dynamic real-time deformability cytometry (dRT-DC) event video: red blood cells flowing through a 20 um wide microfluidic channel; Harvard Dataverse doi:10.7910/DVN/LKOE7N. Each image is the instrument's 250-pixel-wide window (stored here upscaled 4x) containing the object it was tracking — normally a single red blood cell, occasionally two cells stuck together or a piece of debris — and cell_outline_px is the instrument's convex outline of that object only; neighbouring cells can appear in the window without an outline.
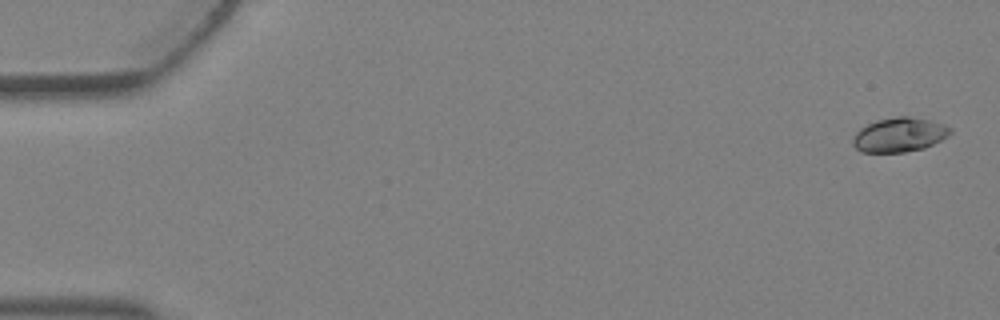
{"species": "Egyptian fruit bat (a non-hibernating species)", "species_latin": "Rousettus aegyptiacus", "temperature_condition": "warm", "stored_images_in_passage": 4, "camera_frame_rate_fps": 3000, "um_per_image_px": 0.085, "animal": {"sex": "female"}, "frame": {"image": 1, "passage_image": 1, "time_ms": 0.0, "image_size_px": [1000, 320], "cell_outline_px": [[952, 132], [948, 136], [924, 148], [904, 152], [860, 152], [852, 144], [852, 140], [856, 132], [860, 128], [876, 120], [896, 116], [908, 116], [928, 120], [944, 124], [952, 128]], "centroid_in_image_um": [76.43, 11.45], "position_along_channel_um": 8.6, "area_um2": 19.48}}
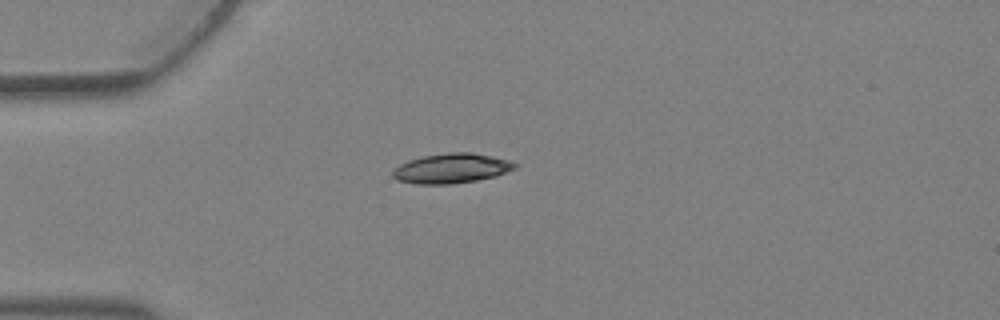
{"frame": {"image": 2, "passage_image": 4, "time_ms": 1.0, "image_size_px": [1000, 320], "cell_outline_px": [[520, 164], [516, 168], [496, 176], [476, 180], [452, 184], [416, 184], [396, 180], [392, 176], [392, 172], [400, 164], [408, 160], [424, 156], [448, 152], [472, 152], [492, 156], [508, 160]], "centroid_in_image_um": [38.39, 14.31], "position_along_channel_um": 46.6, "area_um2": 21.27}}